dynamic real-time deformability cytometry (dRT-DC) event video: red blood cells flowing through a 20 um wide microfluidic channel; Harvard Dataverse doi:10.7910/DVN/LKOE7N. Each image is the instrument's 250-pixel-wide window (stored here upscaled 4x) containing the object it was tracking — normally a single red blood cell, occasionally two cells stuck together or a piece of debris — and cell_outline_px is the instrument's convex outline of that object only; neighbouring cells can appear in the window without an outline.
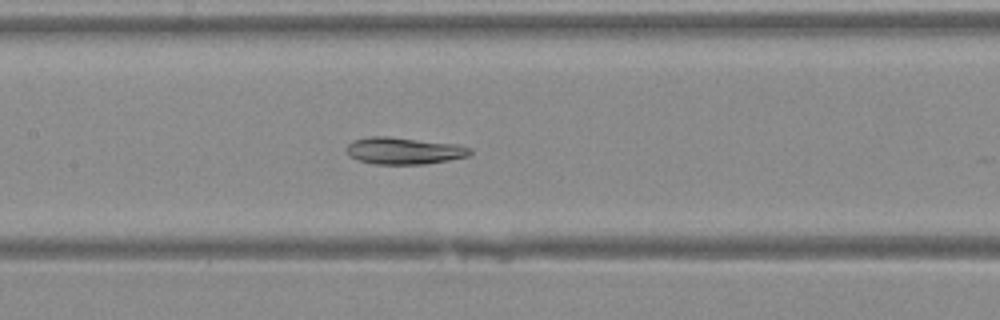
{"species": "Egyptian fruit bat (a non-hibernating species)", "species_latin": "Rousettus aegyptiacus", "temperature_condition": "warm", "stored_images_in_passage": 23, "camera_frame_rate_fps": 3000, "um_per_image_px": 0.085, "animal": {"sex": "female"}, "frame": {"image": 1, "passage_image": 15, "time_ms": 4.667, "image_size_px": [1000, 320], "cell_outline_px": [[472, 152], [468, 156], [448, 160], [424, 164], [376, 164], [360, 160], [348, 156], [344, 148], [352, 140], [372, 136], [388, 136], [456, 144], [472, 148]], "centroid_in_image_um": [34.3, 12.81], "position_along_channel_um": 173.1, "area_um2": 19.42}}
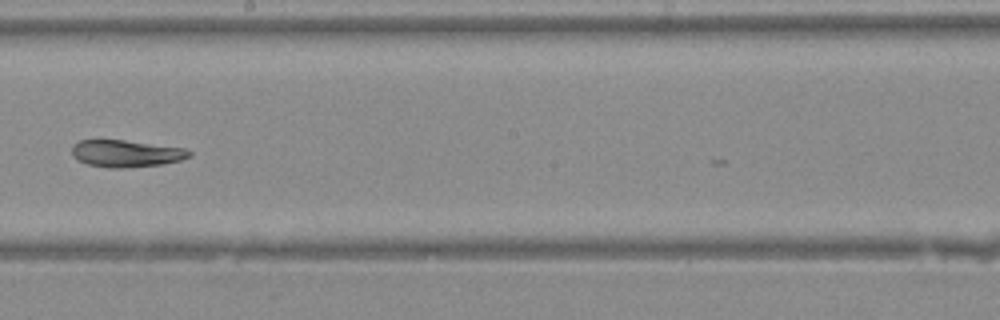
{"frame": {"image": 2, "passage_image": 19, "time_ms": 6.0, "image_size_px": [1000, 320], "cell_outline_px": [[192, 156], [180, 160], [160, 164], [124, 168], [108, 168], [88, 164], [76, 160], [72, 156], [72, 144], [80, 140], [124, 140], [184, 148], [192, 152]], "centroid_in_image_um": [10.68, 13.05], "position_along_channel_um": 237.5, "area_um2": 18.5}}
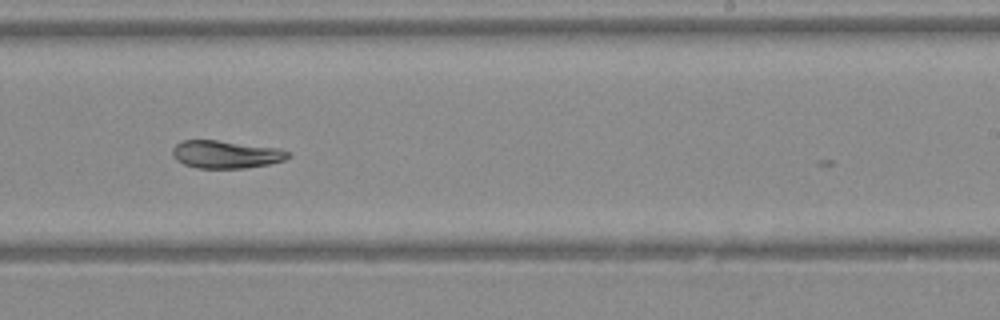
{"frame": {"image": 3, "passage_image": 21, "time_ms": 6.667, "image_size_px": [1000, 320], "cell_outline_px": [[292, 156], [284, 160], [268, 164], [244, 168], [196, 168], [184, 164], [176, 160], [172, 156], [172, 148], [180, 140], [216, 140], [280, 148], [292, 152]], "centroid_in_image_um": [19.21, 13.12], "position_along_channel_um": 269.8, "area_um2": 18.9}}